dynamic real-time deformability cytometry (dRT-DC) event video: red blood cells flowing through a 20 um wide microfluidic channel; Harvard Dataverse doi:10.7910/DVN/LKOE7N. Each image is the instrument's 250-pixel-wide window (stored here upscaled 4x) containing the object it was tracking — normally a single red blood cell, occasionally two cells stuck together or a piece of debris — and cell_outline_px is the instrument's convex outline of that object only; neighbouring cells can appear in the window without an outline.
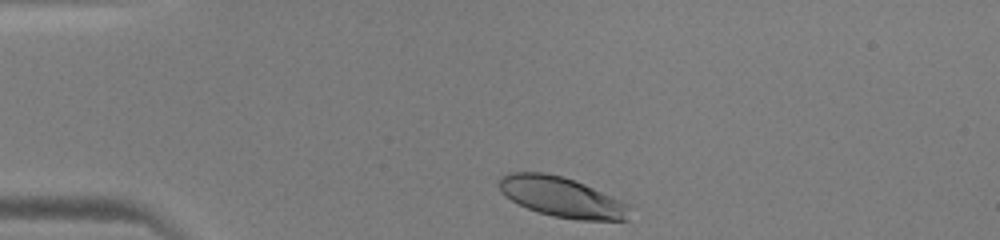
{"species": "human", "species_latin": "Homo sapiens", "temperature_condition": "warm", "stored_images_in_passage": 33, "camera_frame_rate_fps": 3000, "um_per_image_px": 0.085, "donor": {"sex": "male"}, "frame": {"image": 1, "passage_image": 1, "time_ms": 0.0, "image_size_px": [1000, 240], "cell_outline_px": [[628, 220], [580, 220], [552, 216], [536, 212], [512, 200], [496, 184], [500, 176], [512, 172], [544, 172], [560, 176], [584, 184], [620, 200], [628, 204]], "centroid_in_image_um": [47.72, 16.75], "position_along_channel_um": 37.3, "area_um2": 30.06}}
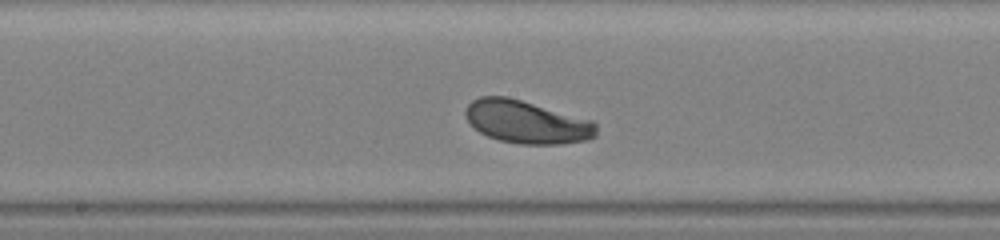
{"frame": {"image": 2, "passage_image": 16, "time_ms": 5.0, "image_size_px": [1000, 240], "cell_outline_px": [[596, 136], [588, 140], [560, 144], [520, 144], [500, 140], [488, 136], [480, 132], [464, 116], [464, 112], [468, 104], [472, 100], [480, 96], [508, 96], [592, 120], [596, 124]], "centroid_in_image_um": [44.77, 10.36], "position_along_channel_um": 203.4, "area_um2": 32.66}}
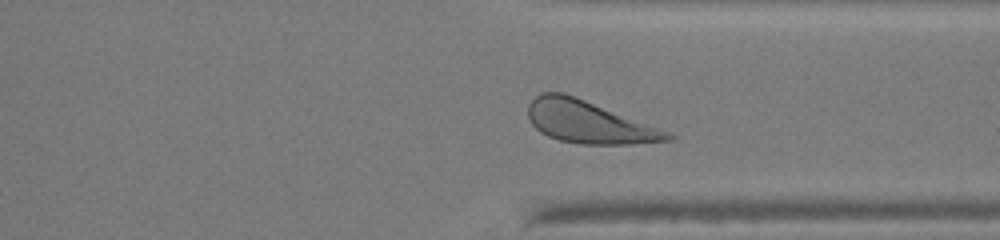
{"frame": {"image": 3, "passage_image": 27, "time_ms": 8.667, "image_size_px": [1000, 240], "cell_outline_px": [[676, 136], [672, 140], [632, 144], [580, 144], [560, 140], [548, 136], [540, 132], [532, 124], [528, 116], [528, 104], [540, 92], [564, 92], [672, 132]], "centroid_in_image_um": [50.07, 10.37], "position_along_channel_um": 361.3, "area_um2": 34.51}}